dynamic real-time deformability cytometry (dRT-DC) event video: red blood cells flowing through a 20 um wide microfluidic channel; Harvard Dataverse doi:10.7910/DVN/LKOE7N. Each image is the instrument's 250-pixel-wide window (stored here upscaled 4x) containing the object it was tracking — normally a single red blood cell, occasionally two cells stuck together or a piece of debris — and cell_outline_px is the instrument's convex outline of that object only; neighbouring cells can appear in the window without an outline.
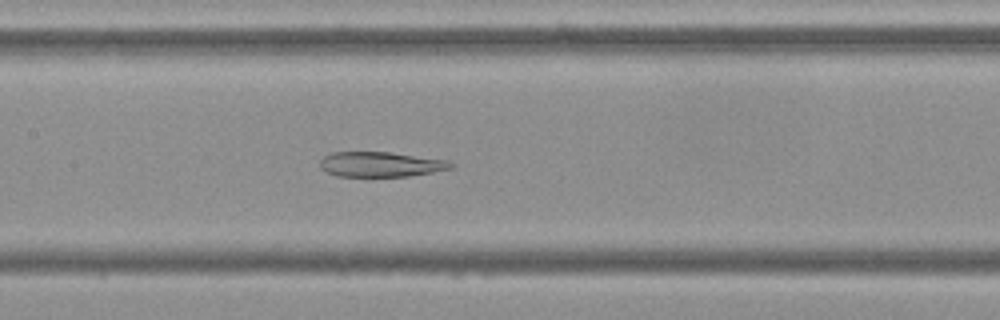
{"species": "Egyptian fruit bat (a non-hibernating species)", "species_latin": "Rousettus aegyptiacus", "temperature_condition": "cold", "stored_images_in_passage": 55, "camera_frame_rate_fps": 3000, "um_per_image_px": 0.085, "frame": {"image": 1, "passage_image": 26, "time_ms": 8.333, "image_size_px": [1000, 320], "cell_outline_px": [[456, 164], [452, 168], [432, 172], [408, 176], [336, 176], [324, 172], [320, 168], [320, 160], [324, 156], [332, 152], [388, 152], [448, 160]], "centroid_in_image_um": [32.33, 13.97], "position_along_channel_um": 175.1, "area_um2": 19.13}}
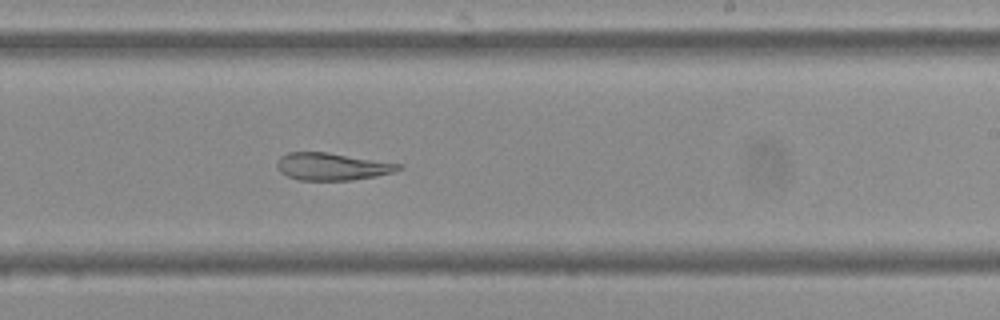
{"frame": {"image": 2, "passage_image": 33, "time_ms": 10.667, "image_size_px": [1000, 320], "cell_outline_px": [[404, 168], [392, 172], [376, 176], [352, 180], [300, 180], [288, 176], [280, 172], [276, 168], [276, 160], [280, 156], [288, 152], [328, 152], [404, 164]], "centroid_in_image_um": [28.23, 14.14], "position_along_channel_um": 260.8, "area_um2": 19.59}}
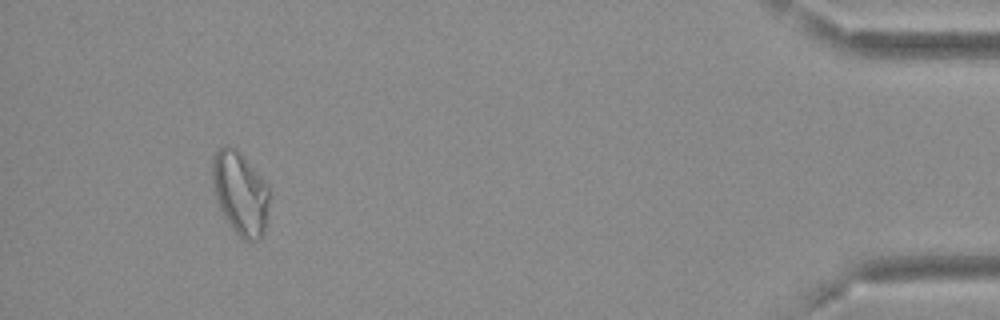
{"frame": {"image": 3, "passage_image": 51, "time_ms": 16.667, "image_size_px": [1000, 320], "cell_outline_px": [[268, 204], [264, 232], [260, 240], [244, 240], [232, 228], [224, 216], [220, 208], [212, 188], [212, 156], [224, 144], [228, 144], [236, 148], [244, 156], [268, 184]], "centroid_in_image_um": [20.4, 16.37], "position_along_channel_um": 414.8, "area_um2": 27.69}}